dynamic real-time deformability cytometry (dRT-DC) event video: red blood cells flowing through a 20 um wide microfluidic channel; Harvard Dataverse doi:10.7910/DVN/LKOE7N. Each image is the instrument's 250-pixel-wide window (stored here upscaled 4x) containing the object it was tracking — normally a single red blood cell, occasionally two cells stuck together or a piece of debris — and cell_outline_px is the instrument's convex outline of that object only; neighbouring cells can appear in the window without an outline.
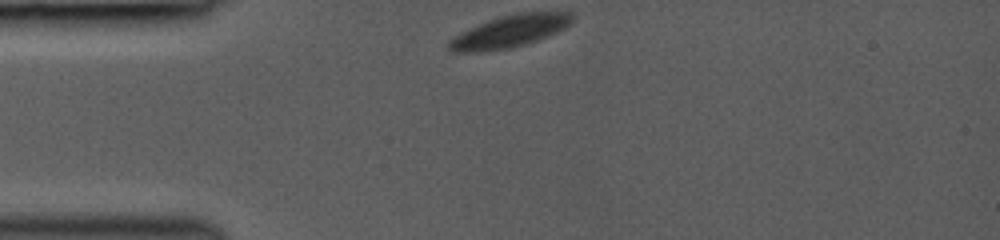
{"species": "common noctule bat (a hibernating species)", "species_latin": "Nyctalus noctula", "temperature_condition": "room temperature", "stored_images_in_passage": 33, "camera_frame_rate_fps": 3000, "um_per_image_px": 0.085, "animal": {"sex": "female", "body_mass_g": 19.0, "forearm_length_mm": 53.3}, "frame": {"image": 1, "passage_image": 1, "time_ms": 0.0, "image_size_px": [1000, 240], "cell_outline_px": [[572, 20], [564, 28], [548, 36], [512, 48], [476, 52], [452, 52], [448, 48], [448, 40], [460, 32], [488, 20], [500, 16], [516, 12], [568, 12], [572, 16]], "centroid_in_image_um": [43.26, 2.67], "position_along_channel_um": 41.7, "area_um2": 23.0}}
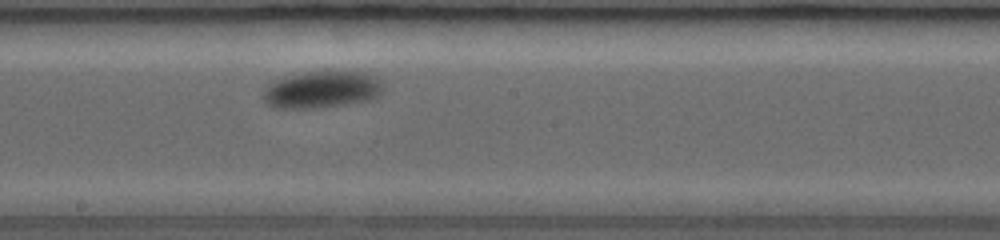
{"frame": {"image": 2, "passage_image": 17, "time_ms": 5.333, "image_size_px": [1000, 240], "cell_outline_px": [[380, 96], [372, 100], [316, 108], [272, 108], [260, 96], [268, 84], [276, 80], [288, 76], [328, 68], [360, 72], [376, 76], [380, 80]], "centroid_in_image_um": [27.34, 7.59], "position_along_channel_um": 220.9, "area_um2": 26.41}}
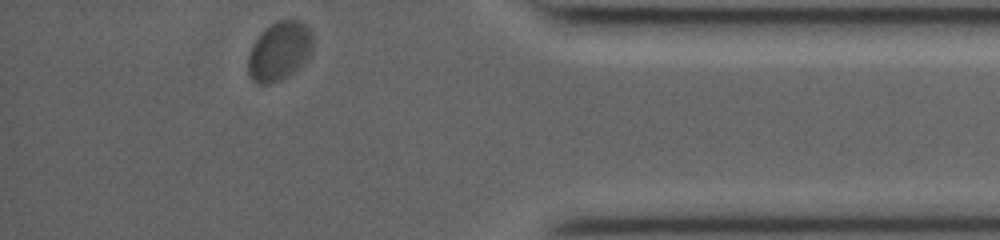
{"frame": {"image": 3, "passage_image": 33, "time_ms": 10.667, "image_size_px": [1000, 240], "cell_outline_px": [[312, 52], [308, 60], [304, 64], [288, 76], [280, 80], [268, 84], [260, 84], [252, 80], [248, 72], [248, 56], [252, 44], [264, 28], [276, 20], [300, 20], [312, 32]], "centroid_in_image_um": [23.75, 4.34], "position_along_channel_um": 411.4, "area_um2": 22.54}, "authors_computed_cell_mechanics": {"area_um2": 24.3916, "velocity_mm_per_s": 3.8582, "shape_relaxation_time_tau1_ms": 1.1361, "shape_relaxation_time_tau2_ms": null, "deformation_change_tau1": 0.0563, "deformation_change_tau2": null}}